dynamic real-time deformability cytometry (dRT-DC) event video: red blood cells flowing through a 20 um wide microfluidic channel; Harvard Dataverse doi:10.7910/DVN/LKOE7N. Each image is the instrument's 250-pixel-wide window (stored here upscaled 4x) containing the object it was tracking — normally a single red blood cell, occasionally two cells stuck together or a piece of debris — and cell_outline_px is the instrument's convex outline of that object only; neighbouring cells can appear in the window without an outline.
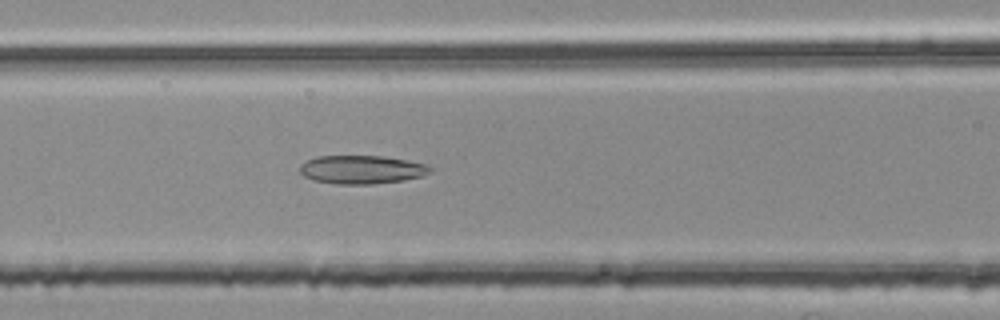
{"species": "common noctule bat (a hibernating species)", "species_latin": "Nyctalus noctula", "temperature_condition": "room temperature", "stored_images_in_passage": 39, "camera_frame_rate_fps": 3000, "um_per_image_px": 0.085, "animal": {"sex": "female", "body_mass_g": 25.1}, "frame": {"image": 1, "passage_image": 8, "time_ms": 2.333, "image_size_px": [1000, 320], "cell_outline_px": [[432, 172], [424, 176], [404, 180], [372, 184], [336, 184], [316, 180], [304, 176], [300, 172], [300, 164], [316, 156], [380, 156], [408, 160], [424, 164], [432, 168]], "centroid_in_image_um": [30.77, 14.41], "position_along_channel_um": 135.8, "area_um2": 21.56}}
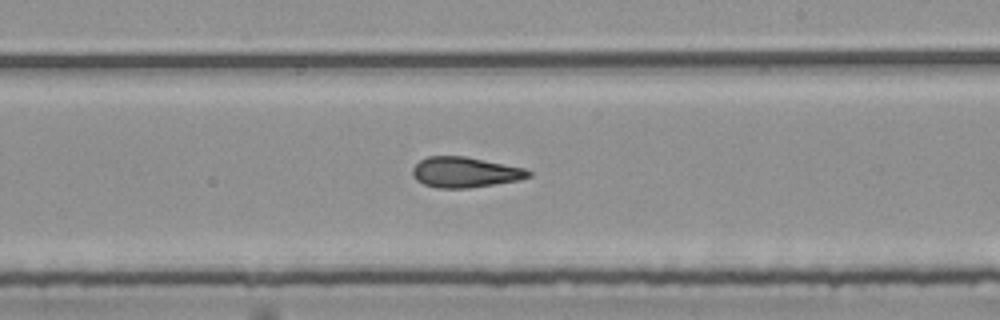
{"frame": {"image": 2, "passage_image": 17, "time_ms": 5.333, "image_size_px": [1000, 320], "cell_outline_px": [[532, 176], [520, 180], [468, 188], [436, 188], [424, 184], [416, 180], [412, 176], [412, 168], [420, 160], [428, 156], [464, 156], [524, 168], [532, 172]], "centroid_in_image_um": [39.51, 14.64], "position_along_channel_um": 249.5, "area_um2": 20.58}}
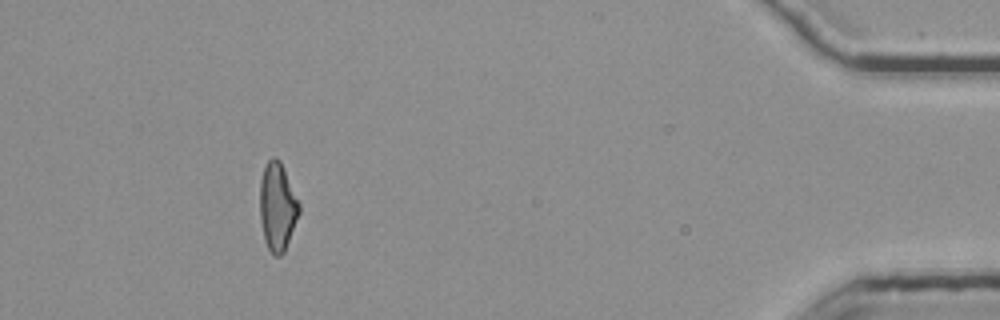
{"frame": {"image": 3, "passage_image": 35, "time_ms": 11.333, "image_size_px": [1000, 320], "cell_outline_px": [[300, 212], [284, 252], [280, 256], [272, 256], [264, 240], [260, 220], [260, 180], [264, 164], [272, 156], [276, 156], [280, 160], [300, 204]], "centroid_in_image_um": [23.56, 17.56], "position_along_channel_um": 411.6, "area_um2": 20.35}, "authors_computed_cell_mechanics": {"area_um2": 20.6924, "velocity_mm_per_s": 3.7832, "shape_relaxation_time_tau1_ms": null, "shape_relaxation_time_tau2_ms": 3.384, "deformation_change_tau1": null, "deformation_change_tau2": 0.1377}}